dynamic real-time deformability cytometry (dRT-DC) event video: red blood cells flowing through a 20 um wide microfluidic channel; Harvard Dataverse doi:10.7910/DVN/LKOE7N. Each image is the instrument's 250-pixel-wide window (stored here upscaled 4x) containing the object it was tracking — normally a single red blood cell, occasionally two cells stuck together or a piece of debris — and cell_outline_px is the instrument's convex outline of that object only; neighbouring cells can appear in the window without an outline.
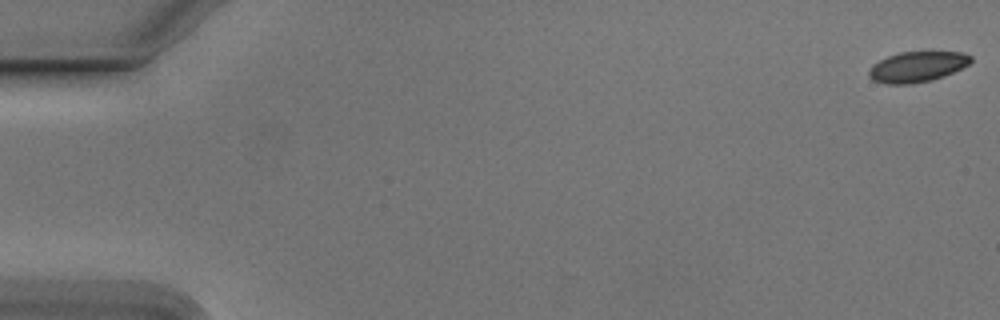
{"species": "Egyptian fruit bat (a non-hibernating species)", "species_latin": "Rousettus aegyptiacus", "temperature_condition": "cold", "stored_images_in_passage": 18, "camera_frame_rate_fps": 3000, "um_per_image_px": 0.085, "animal": {"sex": "male"}, "frame": {"image": 1, "passage_image": 1, "time_ms": 0.0, "image_size_px": [1000, 320], "cell_outline_px": [[972, 60], [968, 64], [944, 76], [932, 80], [912, 84], [884, 84], [872, 80], [868, 76], [868, 68], [872, 64], [888, 56], [900, 52], [964, 52], [972, 56]], "centroid_in_image_um": [77.92, 5.68], "position_along_channel_um": 7.1, "area_um2": 18.21}}